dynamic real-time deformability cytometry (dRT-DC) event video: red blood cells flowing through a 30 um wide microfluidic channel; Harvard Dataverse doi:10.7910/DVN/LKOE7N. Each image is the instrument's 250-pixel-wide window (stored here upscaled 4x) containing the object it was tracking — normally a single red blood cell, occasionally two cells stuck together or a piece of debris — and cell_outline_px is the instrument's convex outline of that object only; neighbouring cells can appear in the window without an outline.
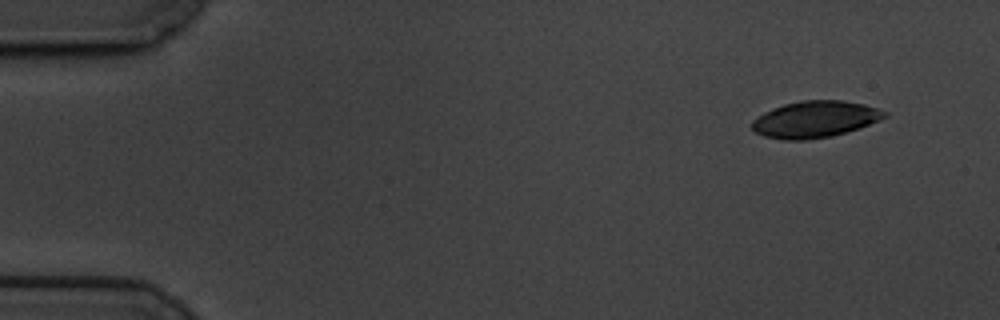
{"species": "common noctule bat (a hibernating species)", "species_latin": "Nyctalus noctula", "temperature_condition": "cold", "stored_images_in_passage": 55, "camera_frame_rate_fps": 3000, "um_per_image_px": 0.085, "animal": {"sex": "male", "body_mass_g": 19.5, "forearm_length_mm": 54.6}, "frame": {"image": 1, "passage_image": 1, "time_ms": 0.0, "image_size_px": [1000, 320], "cell_outline_px": [[888, 116], [880, 120], [860, 128], [832, 136], [804, 140], [784, 140], [764, 136], [756, 132], [752, 128], [752, 120], [764, 112], [784, 104], [800, 100], [840, 100], [864, 104], [888, 112]], "centroid_in_image_um": [69.29, 10.14], "position_along_channel_um": 15.7, "area_um2": 28.26}}
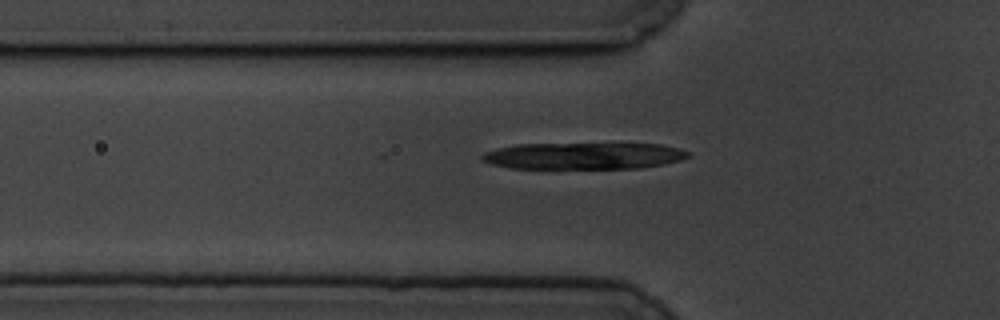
{"frame": {"image": 2, "passage_image": 16, "time_ms": 5.0, "image_size_px": [1000, 320], "cell_outline_px": [[688, 156], [680, 160], [664, 164], [640, 168], [508, 168], [492, 164], [480, 160], [480, 156], [484, 152], [496, 148], [516, 144], [660, 144], [680, 148], [688, 152]], "centroid_in_image_um": [49.56, 13.25], "position_along_channel_um": 76.2, "area_um2": 31.96}}